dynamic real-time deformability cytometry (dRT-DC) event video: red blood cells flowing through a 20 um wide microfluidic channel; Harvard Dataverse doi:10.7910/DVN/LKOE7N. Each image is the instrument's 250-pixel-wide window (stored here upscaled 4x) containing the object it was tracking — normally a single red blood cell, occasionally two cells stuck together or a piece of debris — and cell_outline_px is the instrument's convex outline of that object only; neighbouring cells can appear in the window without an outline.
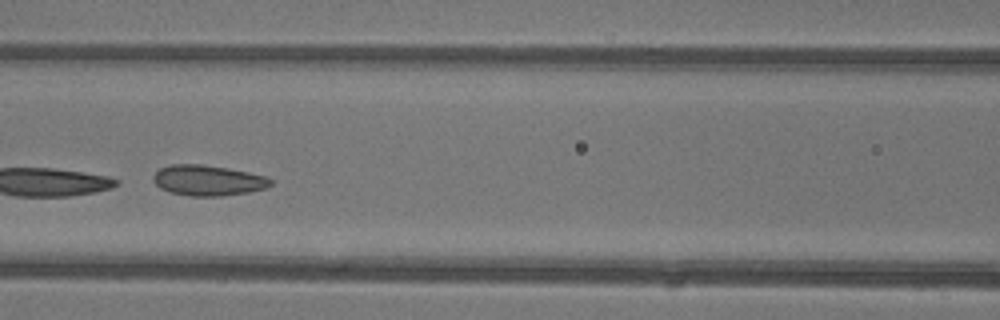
{"species": "common noctule bat (a hibernating species)", "species_latin": "Nyctalus noctula", "temperature_condition": "warm", "stored_images_in_passage": 7, "camera_frame_rate_fps": 3000, "um_per_image_px": 0.085, "animal": {"sex": "female"}, "frame": {"image": 1, "passage_image": 7, "time_ms": 2.0, "image_size_px": [1000, 320], "cell_outline_px": [[272, 184], [268, 188], [248, 192], [224, 196], [192, 196], [168, 192], [160, 188], [152, 180], [152, 176], [160, 168], [172, 164], [200, 164], [228, 168], [248, 172], [264, 176], [272, 180]], "centroid_in_image_um": [17.67, 15.34], "position_along_channel_um": 148.9, "area_um2": 20.98}}